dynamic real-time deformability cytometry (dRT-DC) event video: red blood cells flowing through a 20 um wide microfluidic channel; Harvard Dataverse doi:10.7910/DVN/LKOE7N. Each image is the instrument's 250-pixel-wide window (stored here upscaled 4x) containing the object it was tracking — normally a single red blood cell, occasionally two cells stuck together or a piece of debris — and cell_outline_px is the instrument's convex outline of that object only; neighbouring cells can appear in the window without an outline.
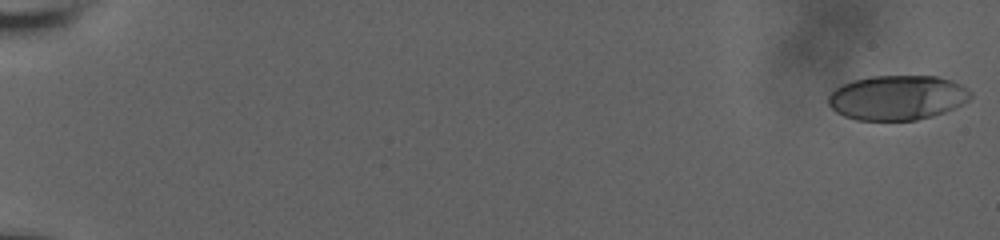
{"species": "human", "species_latin": "Homo sapiens", "temperature_condition": "room temperature", "stored_images_in_passage": 8, "camera_frame_rate_fps": 3000, "um_per_image_px": 0.085, "donor": {"sex": "male"}, "frame": {"image": 1, "passage_image": 1, "time_ms": 0.0, "image_size_px": [1000, 240], "cell_outline_px": [[972, 96], [968, 100], [944, 112], [932, 116], [916, 120], [856, 120], [844, 116], [836, 112], [828, 104], [828, 96], [836, 88], [852, 80], [872, 76], [936, 76], [952, 80], [960, 84], [972, 92]], "centroid_in_image_um": [76.26, 8.3], "position_along_channel_um": 8.7, "area_um2": 36.99}}
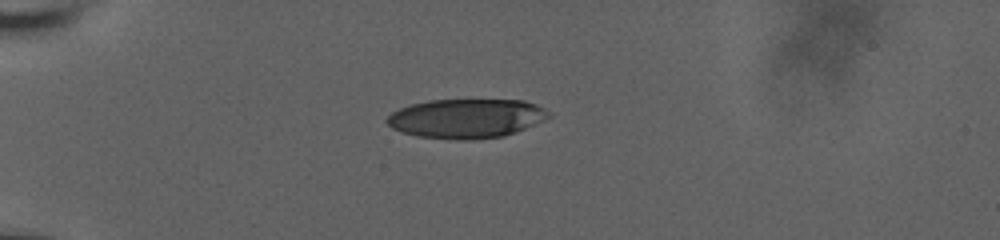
{"frame": {"image": 2, "passage_image": 6, "time_ms": 5.667, "image_size_px": [1000, 240], "cell_outline_px": [[552, 116], [544, 120], [516, 132], [504, 136], [468, 140], [460, 140], [416, 136], [400, 132], [392, 128], [384, 120], [392, 112], [400, 108], [412, 104], [428, 100], [524, 100], [536, 104], [552, 112]], "centroid_in_image_um": [39.65, 10.07], "position_along_channel_um": 45.4, "area_um2": 37.22}}
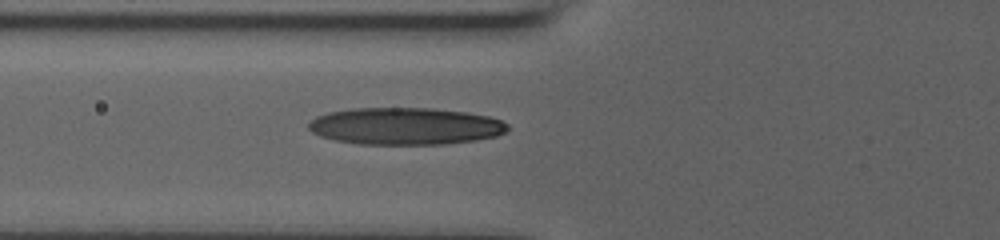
{"frame": {"image": 3, "passage_image": 8, "time_ms": 8.0, "image_size_px": [1000, 240], "cell_outline_px": [[508, 128], [504, 132], [496, 136], [476, 140], [444, 144], [360, 144], [336, 140], [320, 136], [312, 132], [308, 128], [308, 120], [316, 116], [328, 112], [352, 108], [432, 108], [468, 112], [488, 116], [500, 120], [508, 124]], "centroid_in_image_um": [34.42, 10.71], "position_along_channel_um": 91.4, "area_um2": 43.18}}